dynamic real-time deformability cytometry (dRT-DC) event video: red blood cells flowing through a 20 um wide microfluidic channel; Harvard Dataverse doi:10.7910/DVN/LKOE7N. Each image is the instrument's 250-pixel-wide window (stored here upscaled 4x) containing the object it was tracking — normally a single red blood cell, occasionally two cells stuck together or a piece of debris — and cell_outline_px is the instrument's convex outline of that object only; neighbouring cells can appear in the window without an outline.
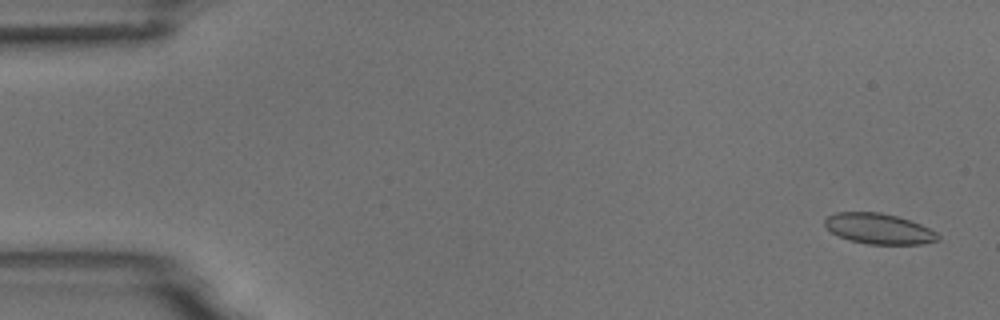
{"species": "common noctule bat (a hibernating species)", "species_latin": "Nyctalus noctula", "temperature_condition": "room temperature", "stored_images_in_passage": 54, "camera_frame_rate_fps": 3000, "um_per_image_px": 0.085, "animal": {"sex": "male", "body_mass_g": 18.8}, "frame": {"image": 1, "passage_image": 2, "time_ms": 0.333, "image_size_px": [1000, 320], "cell_outline_px": [[940, 240], [924, 244], [868, 244], [848, 240], [832, 232], [824, 224], [824, 220], [828, 216], [836, 212], [880, 212], [896, 216], [920, 224], [936, 232], [940, 236]], "centroid_in_image_um": [74.71, 19.45], "position_along_channel_um": 10.3, "area_um2": 20.06}}
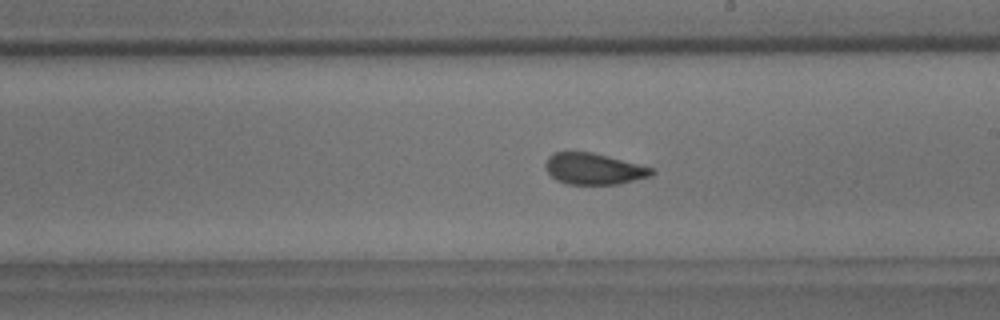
{"frame": {"image": 2, "passage_image": 31, "time_ms": 10.0, "image_size_px": [1000, 320], "cell_outline_px": [[656, 172], [652, 176], [616, 184], [568, 184], [556, 180], [548, 172], [544, 164], [548, 156], [552, 152], [592, 152], [608, 156], [652, 168]], "centroid_in_image_um": [50.45, 14.35], "position_along_channel_um": 238.6, "area_um2": 19.25}}
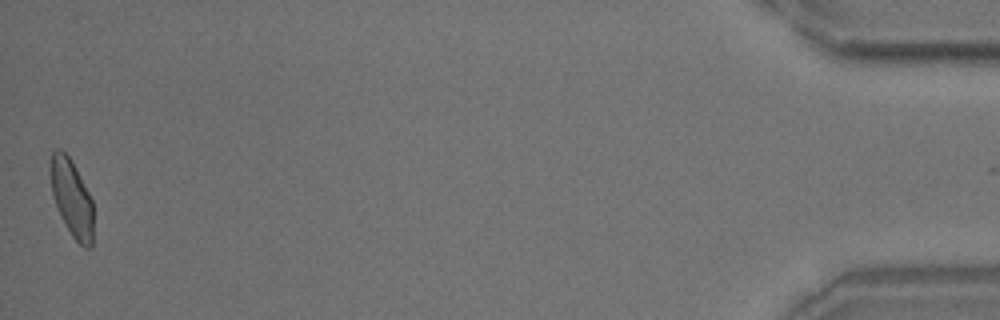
{"frame": {"image": 3, "passage_image": 54, "time_ms": 17.667, "image_size_px": [1000, 320], "cell_outline_px": [[92, 248], [84, 248], [72, 236], [60, 216], [52, 192], [48, 172], [48, 164], [52, 152], [56, 148], [60, 148], [68, 156], [88, 192], [92, 200]], "centroid_in_image_um": [6.05, 16.81], "position_along_channel_um": 429.2, "area_um2": 19.19}, "authors_computed_cell_mechanics": {"area_um2": 20.0566, "velocity_mm_per_s": 3.7038, "shape_relaxation_time_tau1_ms": 9.9835, "shape_relaxation_time_tau2_ms": 1.0747, "deformation_change_tau1": 0.173, "deformation_change_tau2": 0.0714}}